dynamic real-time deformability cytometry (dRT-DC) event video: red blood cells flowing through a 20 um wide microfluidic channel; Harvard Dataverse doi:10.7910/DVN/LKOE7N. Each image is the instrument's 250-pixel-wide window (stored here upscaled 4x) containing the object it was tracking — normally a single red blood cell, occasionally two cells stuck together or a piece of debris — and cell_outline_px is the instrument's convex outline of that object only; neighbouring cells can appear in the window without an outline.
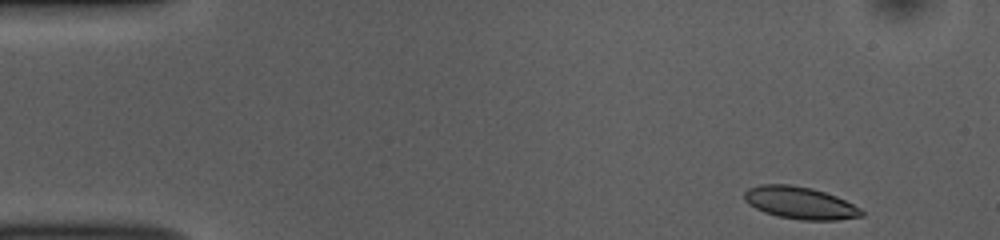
{"species": "common noctule bat (a hibernating species)", "species_latin": "Nyctalus noctula", "temperature_condition": "room temperature", "stored_images_in_passage": 48, "camera_frame_rate_fps": 3000, "um_per_image_px": 0.085, "animal": {"sex": "female", "body_mass_g": 10.0, "forearm_length_mm": 53.1}, "frame": {"image": 1, "passage_image": 1, "time_ms": 0.0, "image_size_px": [1000, 240], "cell_outline_px": [[864, 216], [836, 220], [800, 220], [776, 216], [764, 212], [748, 204], [744, 200], [744, 192], [748, 188], [760, 184], [788, 184], [812, 188], [836, 196], [860, 208], [864, 212]], "centroid_in_image_um": [67.98, 17.25], "position_along_channel_um": 17.0, "area_um2": 22.08}}
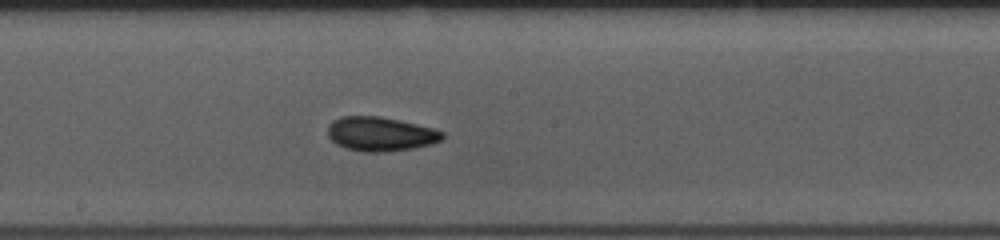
{"frame": {"image": 2, "passage_image": 24, "time_ms": 7.667, "image_size_px": [1000, 240], "cell_outline_px": [[444, 136], [440, 140], [428, 144], [412, 148], [384, 152], [364, 152], [344, 148], [336, 144], [328, 136], [328, 124], [332, 120], [340, 116], [380, 116], [400, 120], [432, 128], [444, 132]], "centroid_in_image_um": [32.28, 11.38], "position_along_channel_um": 215.9, "area_um2": 22.83}}
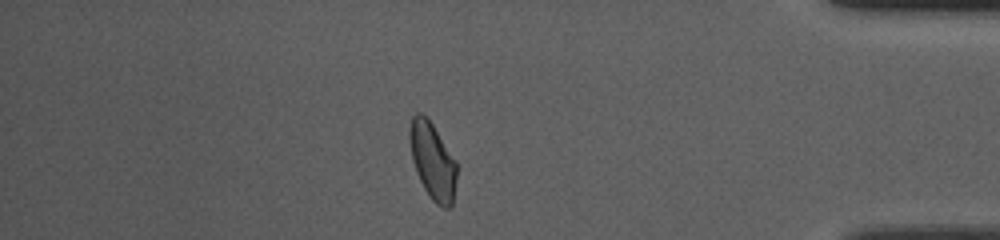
{"frame": {"image": 3, "passage_image": 41, "time_ms": 13.333, "image_size_px": [1000, 240], "cell_outline_px": [[456, 180], [452, 208], [444, 208], [436, 204], [428, 196], [416, 172], [412, 160], [408, 136], [408, 128], [412, 116], [416, 112], [420, 112], [432, 124], [456, 160]], "centroid_in_image_um": [36.75, 13.69], "position_along_channel_um": 398.4, "area_um2": 21.21}, "authors_computed_cell_mechanics": {"area_um2": 21.964, "velocity_mm_per_s": 3.8403, "shape_relaxation_time_tau1_ms": 5.0084, "shape_relaxation_time_tau2_ms": 2.2341, "deformation_change_tau1": 0.1107, "deformation_change_tau2": 0.0775}}